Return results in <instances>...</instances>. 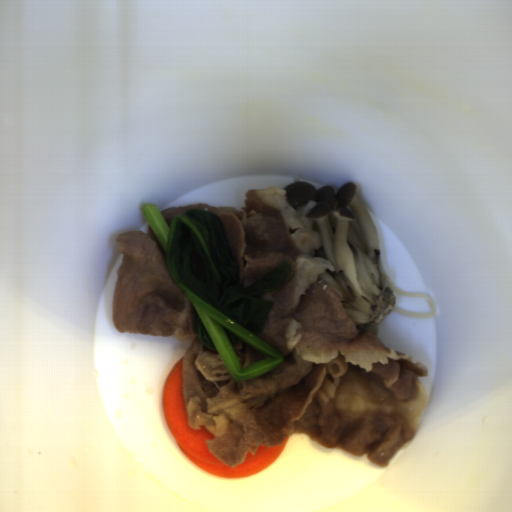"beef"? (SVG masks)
Here are the masks:
<instances>
[{
    "label": "beef",
    "instance_id": "835553da",
    "mask_svg": "<svg viewBox=\"0 0 512 512\" xmlns=\"http://www.w3.org/2000/svg\"><path fill=\"white\" fill-rule=\"evenodd\" d=\"M232 348L241 363L242 371L254 362L273 358L260 349L250 346L242 338Z\"/></svg>",
    "mask_w": 512,
    "mask_h": 512
},
{
    "label": "beef",
    "instance_id": "33117281",
    "mask_svg": "<svg viewBox=\"0 0 512 512\" xmlns=\"http://www.w3.org/2000/svg\"><path fill=\"white\" fill-rule=\"evenodd\" d=\"M281 186L249 189L244 206L211 203L168 207L159 213L171 227L176 215L207 211L221 221L239 267L238 286L249 288L284 262L291 273L260 301L273 303L257 337L283 353L267 373L236 381L218 350L199 340L191 299L176 284L151 225L116 235L123 254L116 271L113 323L120 334L175 336L189 341L182 360V393L193 430L205 427L208 450L237 467L259 445H281L305 435L325 449L366 455L378 467L418 434L428 393L426 366L361 331L347 316L341 291L320 275L331 260L315 257L319 235L306 213L286 200Z\"/></svg>",
    "mask_w": 512,
    "mask_h": 512
}]
</instances>
